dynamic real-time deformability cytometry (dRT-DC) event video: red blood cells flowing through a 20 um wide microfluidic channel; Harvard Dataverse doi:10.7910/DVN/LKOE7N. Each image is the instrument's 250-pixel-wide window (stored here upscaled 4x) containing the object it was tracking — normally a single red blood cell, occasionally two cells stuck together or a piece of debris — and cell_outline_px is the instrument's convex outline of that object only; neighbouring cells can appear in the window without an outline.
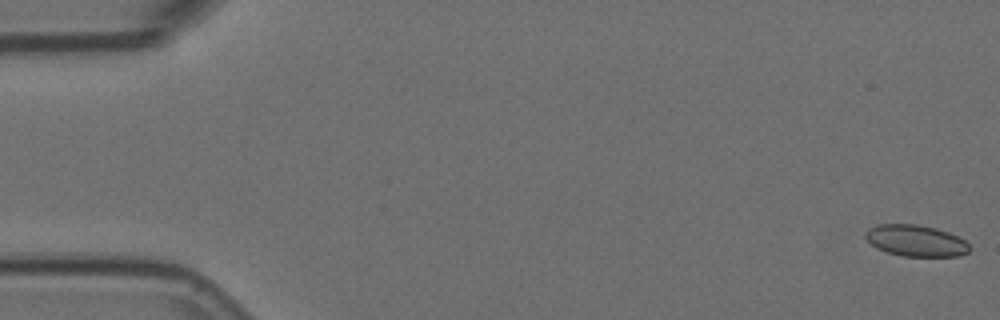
{"species": "Egyptian fruit bat (a non-hibernating species)", "species_latin": "Rousettus aegyptiacus", "temperature_condition": "room temperature", "stored_images_in_passage": 56, "camera_frame_rate_fps": 3000, "um_per_image_px": 0.085, "animal": {"sex": "female"}, "frame": {"image": 1, "passage_image": 1, "time_ms": 0.0, "image_size_px": [1000, 320], "cell_outline_px": [[972, 248], [968, 252], [960, 256], [904, 256], [888, 252], [876, 248], [864, 236], [864, 232], [880, 224], [916, 224], [936, 228], [948, 232], [964, 240]], "centroid_in_image_um": [77.87, 20.46], "position_along_channel_um": 7.1, "area_um2": 18.9}}
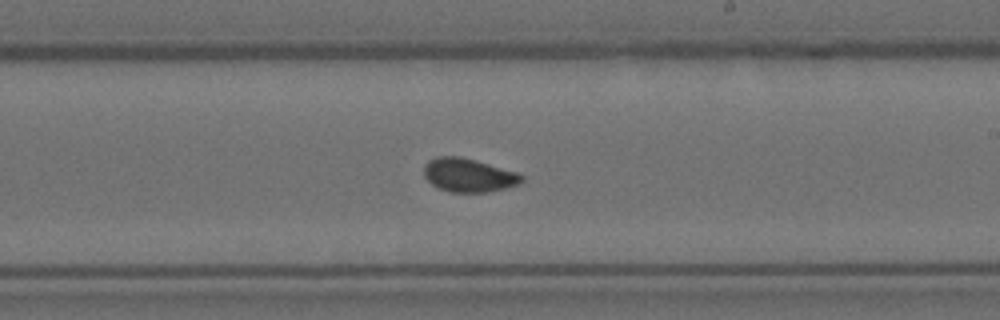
{"frame": {"image": 2, "passage_image": 33, "time_ms": 10.667, "image_size_px": [1000, 320], "cell_outline_px": [[524, 180], [520, 184], [488, 192], [448, 192], [432, 184], [424, 176], [424, 164], [428, 160], [436, 156], [460, 156], [516, 172], [524, 176]], "centroid_in_image_um": [39.81, 14.89], "position_along_channel_um": 249.2, "area_um2": 19.07}}
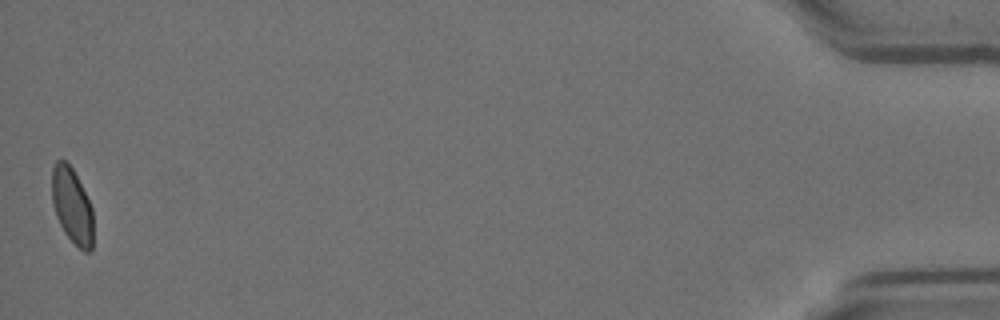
{"frame": {"image": 3, "passage_image": 56, "time_ms": 18.333, "image_size_px": [1000, 320], "cell_outline_px": [[92, 252], [84, 252], [64, 232], [56, 216], [52, 204], [52, 168], [56, 160], [64, 160], [72, 168], [92, 208]], "centroid_in_image_um": [6.1, 17.49], "position_along_channel_um": 429.1, "area_um2": 17.92}, "authors_computed_cell_mechanics": {"area_um2": 18.9584, "velocity_mm_per_s": 3.6072, "shape_relaxation_time_tau1_ms": 6.5805, "shape_relaxation_time_tau2_ms": null, "deformation_change_tau1": 0.1232, "deformation_change_tau2": null}}